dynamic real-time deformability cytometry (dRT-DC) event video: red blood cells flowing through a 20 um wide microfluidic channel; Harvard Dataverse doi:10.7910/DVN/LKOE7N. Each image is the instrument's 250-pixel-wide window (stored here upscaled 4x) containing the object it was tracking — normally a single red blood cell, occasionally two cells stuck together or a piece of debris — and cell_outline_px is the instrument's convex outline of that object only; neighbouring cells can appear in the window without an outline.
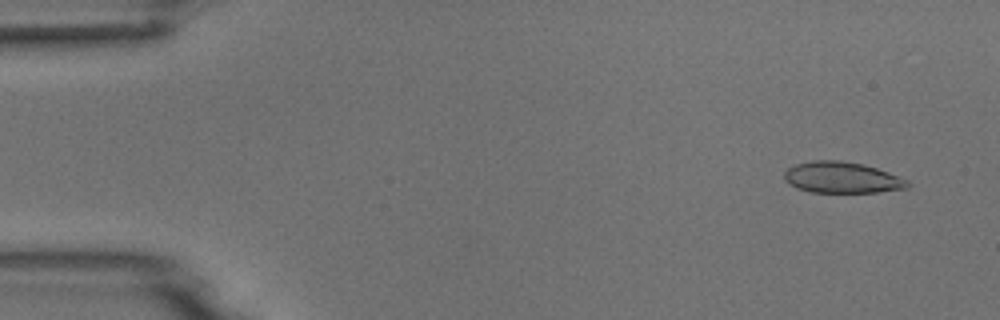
{"species": "common noctule bat (a hibernating species)", "species_latin": "Nyctalus noctula", "temperature_condition": "room temperature", "stored_images_in_passage": 5, "camera_frame_rate_fps": 3000, "um_per_image_px": 0.085, "animal": {"sex": "male", "body_mass_g": 18.8}, "frame": {"image": 1, "passage_image": 1, "time_ms": 0.0, "image_size_px": [1000, 320], "cell_outline_px": [[908, 188], [876, 192], [812, 192], [796, 188], [788, 184], [784, 180], [784, 172], [788, 168], [796, 164], [812, 160], [840, 160], [864, 164], [888, 172], [908, 180]], "centroid_in_image_um": [71.53, 15.08], "position_along_channel_um": 13.5, "area_um2": 22.43}}
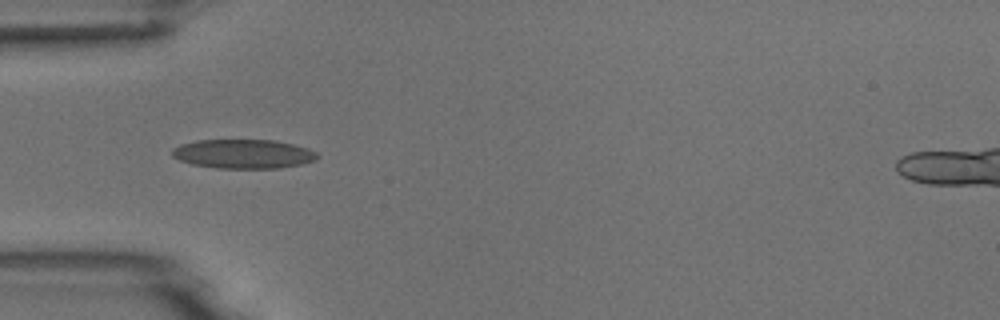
{"frame": {"image": 2, "passage_image": 2, "time_ms": 4.333, "image_size_px": [1000, 320], "cell_outline_px": [[320, 156], [316, 160], [300, 164], [280, 168], [216, 168], [192, 164], [180, 160], [172, 156], [172, 148], [180, 144], [196, 140], [276, 140], [308, 148], [316, 152]], "centroid_in_image_um": [20.68, 13.08], "position_along_channel_um": 64.3, "area_um2": 24.74}}